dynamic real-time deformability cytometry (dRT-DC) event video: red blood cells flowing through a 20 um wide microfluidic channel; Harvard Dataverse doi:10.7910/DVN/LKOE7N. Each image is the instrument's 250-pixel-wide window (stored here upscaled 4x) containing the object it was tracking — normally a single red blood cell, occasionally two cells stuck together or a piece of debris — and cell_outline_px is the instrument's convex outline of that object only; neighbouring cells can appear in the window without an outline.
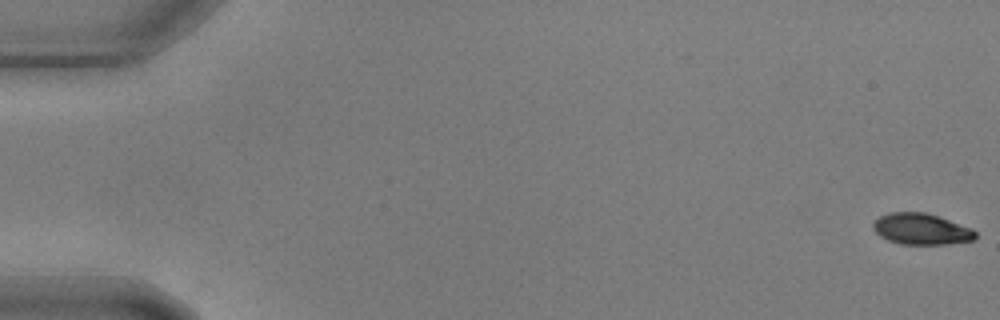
{"species": "common noctule bat (a hibernating species)", "species_latin": "Nyctalus noctula", "temperature_condition": "warm", "stored_images_in_passage": 59, "camera_frame_rate_fps": 3000, "um_per_image_px": 0.085, "animal": {"sex": "male", "body_mass_g": 17.9, "forearm_length_mm": 54.2}, "frame": {"image": 1, "passage_image": 1, "time_ms": 0.0, "image_size_px": [1000, 320], "cell_outline_px": [[976, 240], [948, 244], [900, 244], [888, 240], [880, 236], [872, 228], [872, 224], [880, 216], [892, 212], [924, 212], [940, 216], [972, 228], [976, 232]], "centroid_in_image_um": [78.34, 19.47], "position_along_channel_um": 6.7, "area_um2": 18.73}}
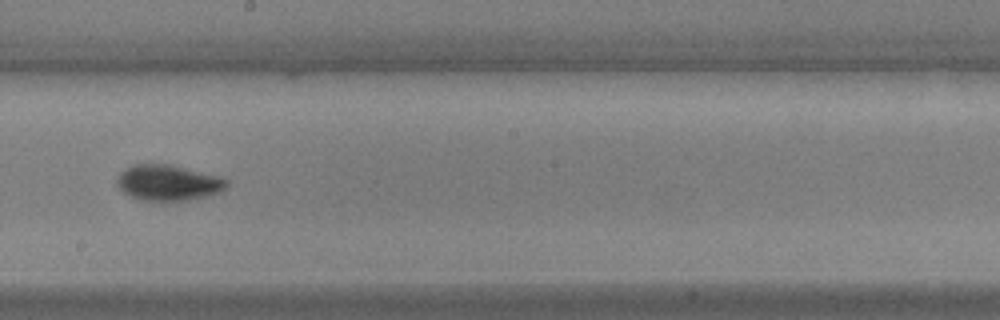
{"frame": {"image": 2, "passage_image": 34, "time_ms": 11.0, "image_size_px": [1000, 320], "cell_outline_px": [[228, 184], [224, 188], [216, 192], [204, 196], [188, 200], [144, 200], [132, 196], [124, 192], [116, 184], [116, 180], [120, 172], [136, 164], [172, 164], [220, 176], [228, 180]], "centroid_in_image_um": [14.29, 15.51], "position_along_channel_um": 233.9, "area_um2": 22.48}}
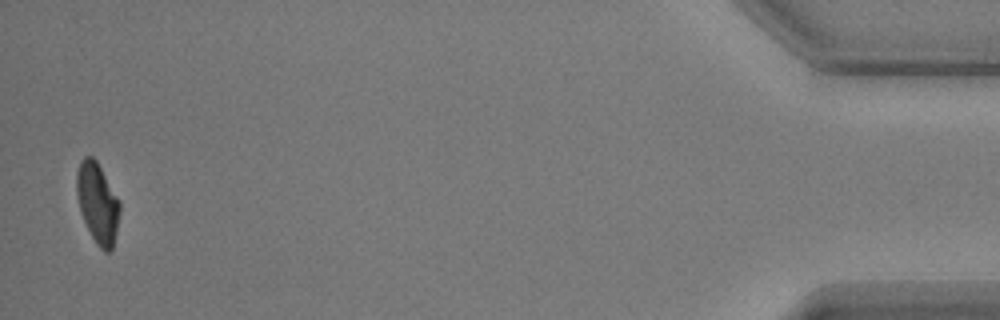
{"frame": {"image": 3, "passage_image": 58, "time_ms": 19.0, "image_size_px": [1000, 320], "cell_outline_px": [[120, 212], [116, 232], [112, 248], [108, 252], [104, 252], [96, 244], [80, 212], [76, 192], [76, 172], [80, 160], [84, 156], [92, 156], [96, 160], [120, 200]], "centroid_in_image_um": [8.28, 17.23], "position_along_channel_um": 426.9, "area_um2": 20.23}}